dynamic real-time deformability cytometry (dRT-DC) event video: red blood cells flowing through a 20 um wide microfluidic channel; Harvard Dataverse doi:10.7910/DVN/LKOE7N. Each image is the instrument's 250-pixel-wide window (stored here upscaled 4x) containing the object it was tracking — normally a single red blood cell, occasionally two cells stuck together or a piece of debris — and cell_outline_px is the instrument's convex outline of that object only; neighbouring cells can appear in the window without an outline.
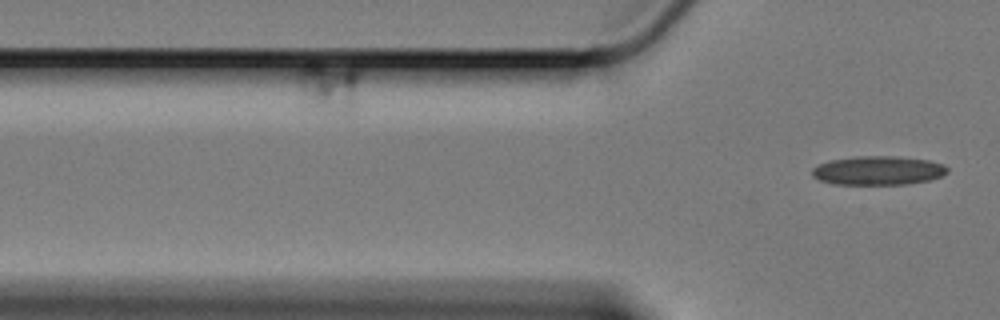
{"species": "Egyptian fruit bat (a non-hibernating species)", "species_latin": "Rousettus aegyptiacus", "temperature_condition": "cold", "stored_images_in_passage": 9, "segment_of_instrument_passage": [2, 2], "camera_frame_rate_fps": 3000, "um_per_image_px": 0.085, "animal": {"sex": "female"}, "frame": {"image": 1, "passage_image": 9, "time_ms": 2.667, "image_size_px": [1000, 320], "cell_outline_px": [[948, 172], [940, 176], [928, 180], [908, 184], [832, 184], [820, 180], [812, 176], [812, 168], [820, 164], [832, 160], [856, 156], [892, 156], [928, 160], [944, 164], [948, 168]], "centroid_in_image_um": [74.64, 14.49], "position_along_channel_um": 51.2, "area_um2": 22.66}}